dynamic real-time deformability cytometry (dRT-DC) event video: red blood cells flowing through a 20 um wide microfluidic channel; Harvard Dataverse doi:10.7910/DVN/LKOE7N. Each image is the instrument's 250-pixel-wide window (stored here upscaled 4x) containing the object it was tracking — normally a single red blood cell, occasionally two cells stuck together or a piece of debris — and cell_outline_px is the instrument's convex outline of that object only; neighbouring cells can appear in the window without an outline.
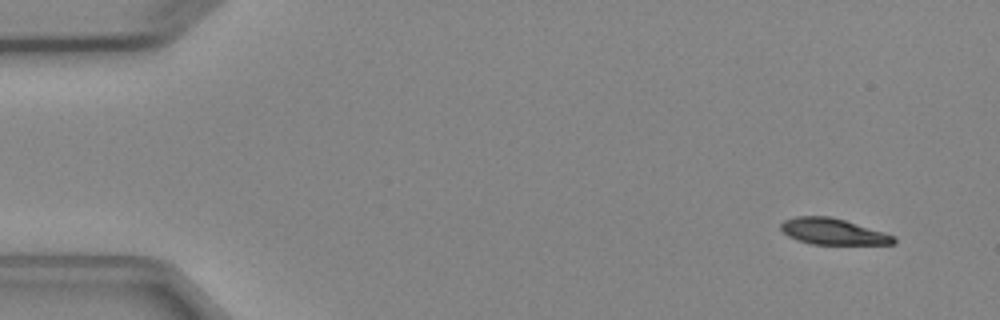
{"species": "Egyptian fruit bat (a non-hibernating species)", "species_latin": "Rousettus aegyptiacus", "temperature_condition": "cold", "stored_images_in_passage": 4, "camera_frame_rate_fps": 3000, "um_per_image_px": 0.085, "animal": {"sex": "female"}, "frame": {"image": 1, "passage_image": 1, "time_ms": 0.0, "image_size_px": [1000, 320], "cell_outline_px": [[896, 244], [812, 244], [796, 240], [788, 236], [780, 228], [780, 224], [784, 220], [796, 216], [828, 216], [844, 220], [884, 232], [896, 236]], "centroid_in_image_um": [70.8, 19.68], "position_along_channel_um": 14.2, "area_um2": 17.17}}